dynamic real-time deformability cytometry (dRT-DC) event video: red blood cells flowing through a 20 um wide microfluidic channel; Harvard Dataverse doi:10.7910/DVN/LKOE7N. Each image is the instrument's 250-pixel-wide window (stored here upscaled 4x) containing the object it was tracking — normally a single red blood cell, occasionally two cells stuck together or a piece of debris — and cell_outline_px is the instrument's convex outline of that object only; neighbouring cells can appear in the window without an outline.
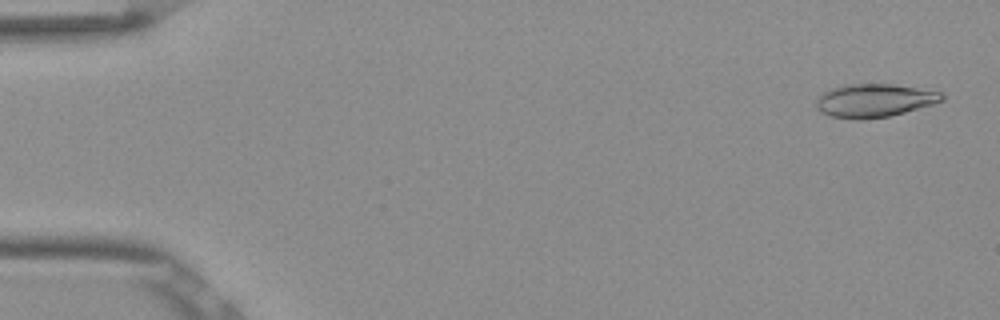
{"species": "Egyptian fruit bat (a non-hibernating species)", "species_latin": "Rousettus aegyptiacus", "temperature_condition": "room temperature", "stored_images_in_passage": 52, "camera_frame_rate_fps": 3000, "um_per_image_px": 0.085, "frame": {"image": 1, "passage_image": 2, "time_ms": 0.333, "image_size_px": [1000, 320], "cell_outline_px": [[944, 100], [932, 104], [904, 112], [888, 116], [860, 120], [856, 120], [832, 116], [820, 112], [816, 108], [816, 100], [824, 92], [832, 88], [848, 84], [892, 84], [940, 92], [944, 96]], "centroid_in_image_um": [74.28, 8.55], "position_along_channel_um": 10.7, "area_um2": 24.1}}
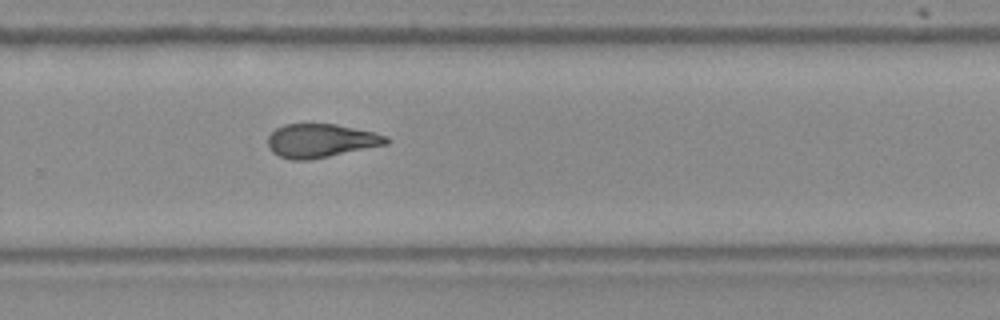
{"frame": {"image": 2, "passage_image": 35, "time_ms": 11.333, "image_size_px": [1000, 320], "cell_outline_px": [[392, 140], [388, 144], [308, 160], [292, 160], [280, 156], [272, 152], [268, 148], [268, 136], [276, 128], [284, 124], [336, 124], [372, 132], [388, 136]], "centroid_in_image_um": [27.27, 11.95], "position_along_channel_um": 302.5, "area_um2": 23.12}}
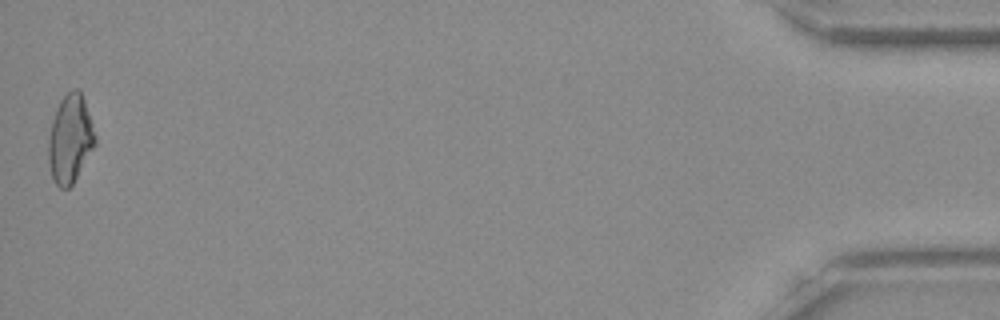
{"frame": {"image": 3, "passage_image": 52, "time_ms": 17.0, "image_size_px": [1000, 320], "cell_outline_px": [[96, 144], [72, 184], [68, 188], [60, 188], [56, 184], [52, 176], [48, 160], [48, 140], [52, 120], [56, 108], [60, 100], [72, 88], [76, 88], [80, 92], [84, 100], [96, 136]], "centroid_in_image_um": [5.95, 11.8], "position_along_channel_um": 429.2, "area_um2": 23.76}, "authors_computed_cell_mechanics": {"area_um2": 23.7558, "velocity_mm_per_s": 3.8705, "shape_relaxation_time_tau1_ms": 7.9124, "shape_relaxation_time_tau2_ms": 3.9941, "deformation_change_tau1": 0.2062, "deformation_change_tau2": 0.1206}}